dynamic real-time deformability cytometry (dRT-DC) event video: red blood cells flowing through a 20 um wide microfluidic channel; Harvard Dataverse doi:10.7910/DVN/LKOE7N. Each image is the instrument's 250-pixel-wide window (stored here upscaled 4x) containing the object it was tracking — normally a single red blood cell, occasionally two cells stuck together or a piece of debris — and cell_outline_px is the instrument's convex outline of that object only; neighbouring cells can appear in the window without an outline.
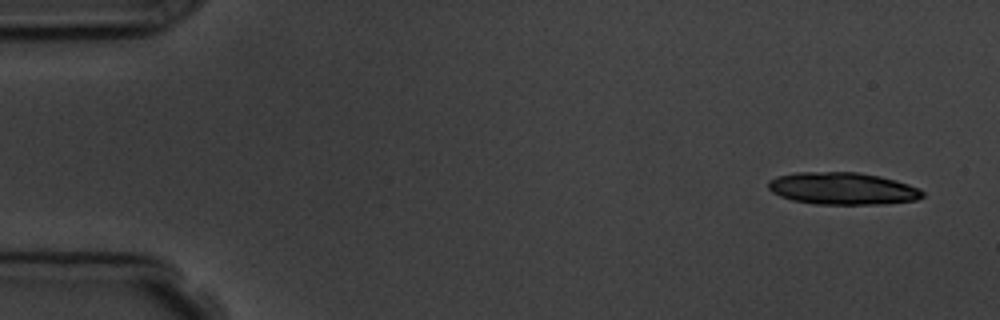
{"species": "common noctule bat (a hibernating species)", "species_latin": "Nyctalus noctula", "temperature_condition": "room temperature", "stored_images_in_passage": 5, "camera_frame_rate_fps": 3000, "um_per_image_px": 0.085, "animal": {"sex": "male", "body_mass_g": 19.5, "forearm_length_mm": 54.6}, "frame": {"image": 1, "passage_image": 1, "time_ms": 0.0, "image_size_px": [1000, 320], "cell_outline_px": [[924, 196], [916, 200], [884, 204], [812, 204], [792, 200], [780, 196], [772, 192], [768, 188], [768, 180], [776, 176], [796, 172], [856, 172], [880, 176], [896, 180], [920, 188], [924, 192]], "centroid_in_image_um": [71.61, 16.02], "position_along_channel_um": 13.4, "area_um2": 29.19}}